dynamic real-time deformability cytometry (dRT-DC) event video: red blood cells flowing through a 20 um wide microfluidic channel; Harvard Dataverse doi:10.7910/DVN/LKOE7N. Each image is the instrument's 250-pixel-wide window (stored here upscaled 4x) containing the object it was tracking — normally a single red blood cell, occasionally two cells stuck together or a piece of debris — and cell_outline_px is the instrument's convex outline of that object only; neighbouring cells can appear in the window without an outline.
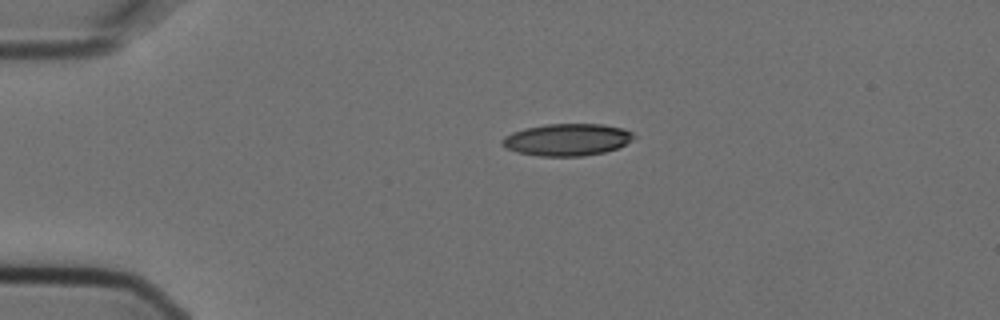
{"species": "Egyptian fruit bat (a non-hibernating species)", "species_latin": "Rousettus aegyptiacus", "temperature_condition": "cold", "stored_images_in_passage": 2, "camera_frame_rate_fps": 3000, "um_per_image_px": 0.085, "animal": {"sex": "female"}, "frame": {"image": 1, "passage_image": 1, "time_ms": 0.0, "image_size_px": [1000, 320], "cell_outline_px": [[636, 136], [624, 144], [616, 148], [604, 152], [580, 156], [540, 156], [516, 152], [504, 148], [500, 144], [500, 140], [504, 136], [512, 132], [524, 128], [544, 124], [604, 124], [624, 128], [632, 132]], "centroid_in_image_um": [48.14, 11.86], "position_along_channel_um": 36.9, "area_um2": 24.74}}